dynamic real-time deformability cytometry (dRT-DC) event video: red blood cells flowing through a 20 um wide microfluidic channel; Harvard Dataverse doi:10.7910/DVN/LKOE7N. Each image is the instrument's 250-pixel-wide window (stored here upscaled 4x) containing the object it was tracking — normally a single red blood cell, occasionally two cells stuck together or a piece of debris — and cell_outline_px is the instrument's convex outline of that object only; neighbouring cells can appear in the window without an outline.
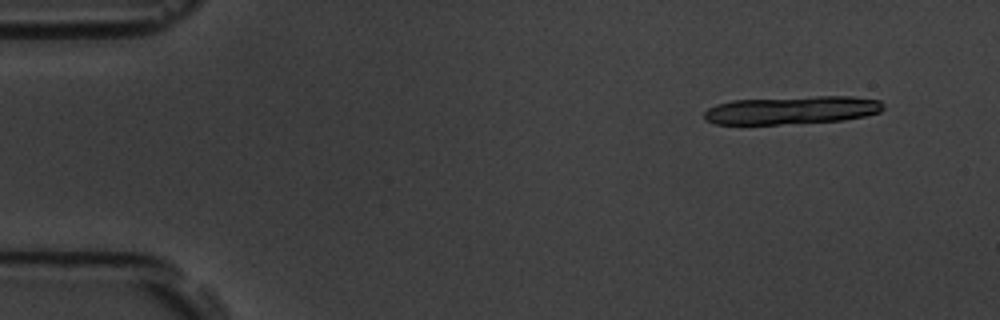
{"species": "common noctule bat (a hibernating species)", "species_latin": "Nyctalus noctula", "temperature_condition": "room temperature", "stored_images_in_passage": 3, "camera_frame_rate_fps": 3000, "um_per_image_px": 0.085, "animal": {"sex": "male", "body_mass_g": 19.5, "forearm_length_mm": 54.6}, "frame": {"image": 1, "passage_image": 1, "time_ms": 0.0, "image_size_px": [1000, 320], "cell_outline_px": [[884, 108], [880, 112], [864, 116], [844, 120], [780, 124], [716, 124], [704, 120], [704, 112], [708, 108], [716, 104], [732, 100], [816, 96], [852, 96], [880, 100], [884, 104]], "centroid_in_image_um": [67.31, 9.35], "position_along_channel_um": 17.7, "area_um2": 29.42}}